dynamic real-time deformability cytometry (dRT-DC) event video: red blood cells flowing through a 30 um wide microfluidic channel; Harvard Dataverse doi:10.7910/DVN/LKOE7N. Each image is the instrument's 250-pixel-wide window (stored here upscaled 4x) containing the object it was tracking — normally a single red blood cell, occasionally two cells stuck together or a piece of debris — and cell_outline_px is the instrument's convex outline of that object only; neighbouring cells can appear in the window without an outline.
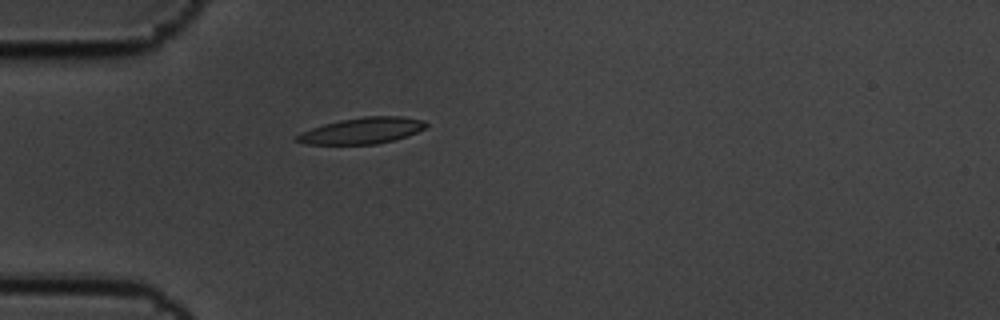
{"species": "common noctule bat (a hibernating species)", "species_latin": "Nyctalus noctula", "temperature_condition": "cold", "stored_images_in_passage": 1, "camera_frame_rate_fps": 3000, "um_per_image_px": 0.085, "animal": {"sex": "male", "body_mass_g": 19.5, "forearm_length_mm": 54.6}, "frame": {"image": 1, "passage_image": 1, "time_ms": 0.0, "image_size_px": [1000, 320], "cell_outline_px": [[428, 124], [424, 128], [416, 132], [392, 140], [376, 144], [304, 144], [296, 140], [296, 136], [300, 132], [324, 124], [340, 120], [364, 116], [400, 116], [424, 120]], "centroid_in_image_um": [30.76, 11.1], "position_along_channel_um": 54.2, "area_um2": 19.48}}